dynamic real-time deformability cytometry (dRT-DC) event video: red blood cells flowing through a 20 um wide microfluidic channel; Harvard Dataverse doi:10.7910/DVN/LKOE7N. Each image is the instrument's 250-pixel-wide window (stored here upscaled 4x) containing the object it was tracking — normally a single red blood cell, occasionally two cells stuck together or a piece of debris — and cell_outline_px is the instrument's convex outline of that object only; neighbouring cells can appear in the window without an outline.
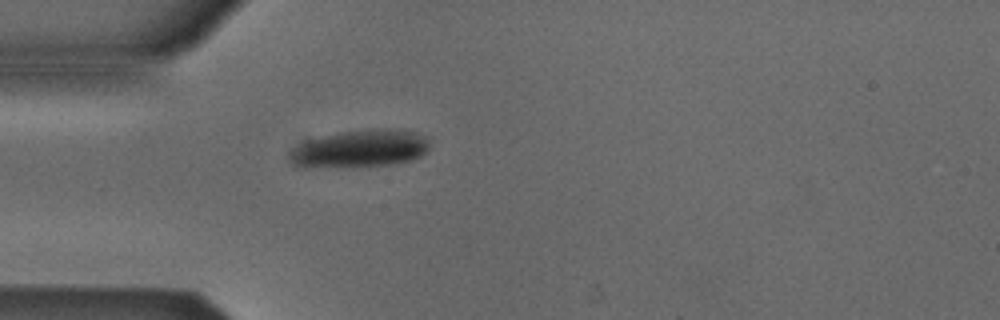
{"species": "Egyptian fruit bat (a non-hibernating species)", "species_latin": "Rousettus aegyptiacus", "temperature_condition": "cold", "stored_images_in_passage": 39, "camera_frame_rate_fps": 3000, "um_per_image_px": 0.085, "animal": {"sex": "male"}, "frame": {"image": 1, "passage_image": 1, "time_ms": 0.0, "image_size_px": [1000, 320], "cell_outline_px": [[428, 148], [420, 156], [408, 160], [392, 164], [304, 168], [296, 164], [292, 160], [292, 152], [300, 144], [308, 140], [336, 132], [368, 128], [400, 128], [416, 132], [428, 136]], "centroid_in_image_um": [30.68, 12.59], "position_along_channel_um": 54.3, "area_um2": 30.46}}
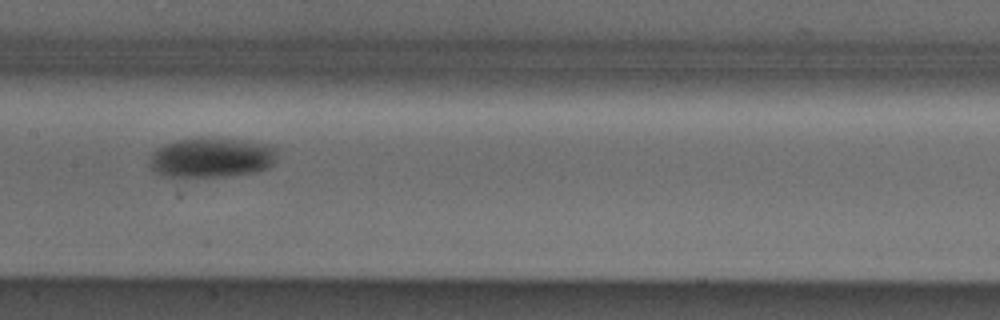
{"frame": {"image": 2, "passage_image": 12, "time_ms": 3.667, "image_size_px": [1000, 320], "cell_outline_px": [[276, 160], [268, 168], [256, 172], [224, 176], [164, 176], [156, 172], [148, 164], [152, 152], [156, 148], [164, 144], [176, 140], [196, 136], [200, 136], [248, 140], [272, 144], [276, 148]], "centroid_in_image_um": [18.0, 13.35], "position_along_channel_um": 189.4, "area_um2": 30.29}}
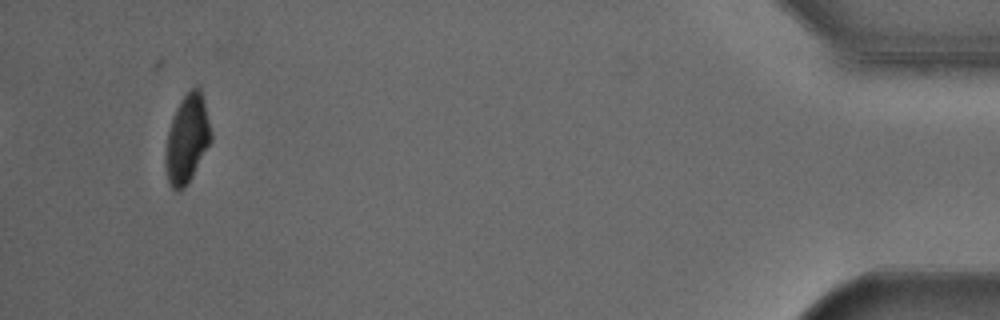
{"frame": {"image": 3, "passage_image": 36, "time_ms": 11.667, "image_size_px": [1000, 320], "cell_outline_px": [[212, 140], [188, 184], [184, 188], [176, 192], [172, 188], [168, 180], [164, 164], [164, 156], [168, 132], [176, 108], [180, 100], [192, 88], [200, 88], [204, 100], [212, 132]], "centroid_in_image_um": [15.9, 11.85], "position_along_channel_um": 419.3, "area_um2": 23.47}, "authors_computed_cell_mechanics": {"area_um2": 28.8422, "velocity_mm_per_s": 3.8697, "shape_relaxation_time_tau1_ms": 3.0973, "shape_relaxation_time_tau2_ms": null, "deformation_change_tau1": 0.105, "deformation_change_tau2": null}}